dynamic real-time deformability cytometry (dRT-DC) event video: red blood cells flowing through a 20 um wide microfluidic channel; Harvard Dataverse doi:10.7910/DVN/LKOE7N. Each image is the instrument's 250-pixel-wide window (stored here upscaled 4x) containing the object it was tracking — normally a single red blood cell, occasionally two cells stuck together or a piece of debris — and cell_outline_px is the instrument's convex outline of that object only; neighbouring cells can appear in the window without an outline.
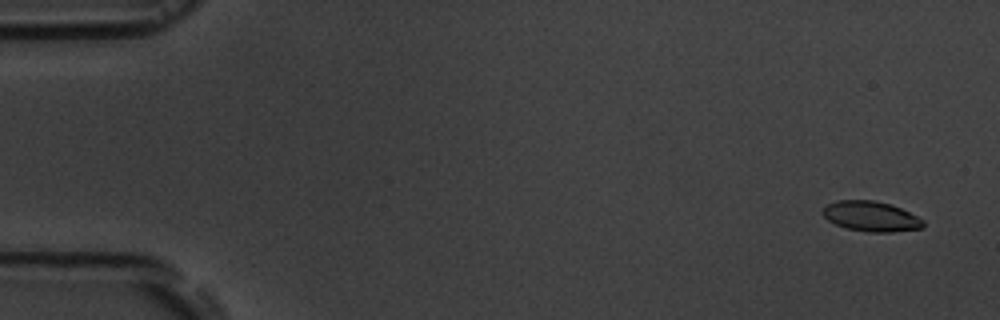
{"species": "common noctule bat (a hibernating species)", "species_latin": "Nyctalus noctula", "temperature_condition": "room temperature", "stored_images_in_passage": 56, "camera_frame_rate_fps": 3000, "um_per_image_px": 0.085, "animal": {"sex": "male", "body_mass_g": 19.5, "forearm_length_mm": 54.6}, "frame": {"image": 1, "passage_image": 3, "time_ms": 0.667, "image_size_px": [1000, 320], "cell_outline_px": [[924, 228], [892, 232], [868, 232], [848, 228], [836, 224], [828, 220], [820, 212], [828, 204], [836, 200], [872, 200], [892, 204], [924, 220]], "centroid_in_image_um": [74.04, 18.39], "position_along_channel_um": 11.0, "area_um2": 17.63}}
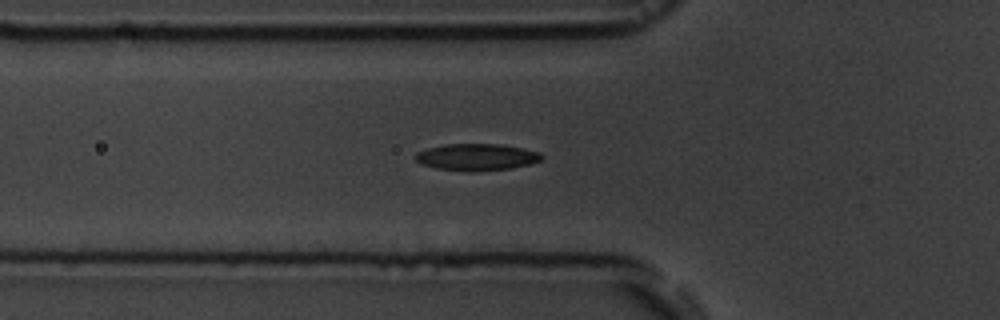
{"frame": {"image": 2, "passage_image": 20, "time_ms": 6.333, "image_size_px": [1000, 320], "cell_outline_px": [[544, 160], [532, 164], [512, 168], [472, 172], [468, 172], [436, 168], [424, 164], [416, 160], [416, 152], [428, 148], [444, 144], [500, 144], [524, 148], [540, 152], [544, 156]], "centroid_in_image_um": [40.6, 13.35], "position_along_channel_um": 85.2, "area_um2": 19.94}}
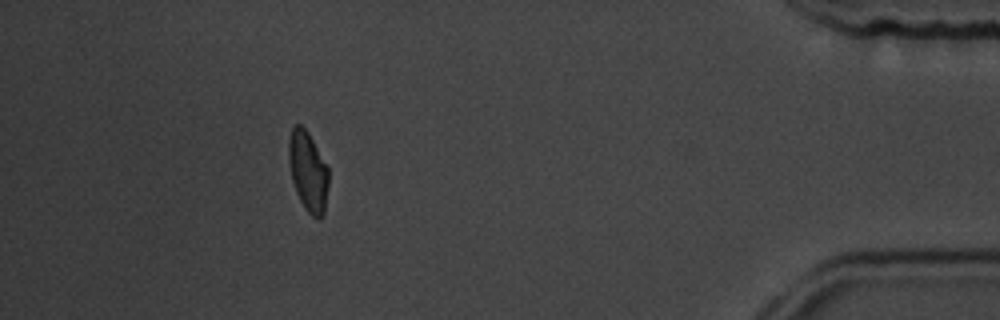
{"frame": {"image": 3, "passage_image": 51, "time_ms": 16.667, "image_size_px": [1000, 320], "cell_outline_px": [[328, 184], [324, 212], [320, 220], [316, 220], [304, 208], [296, 192], [292, 180], [288, 160], [288, 140], [292, 128], [296, 124], [300, 124], [308, 132], [328, 168]], "centroid_in_image_um": [26.17, 14.58], "position_along_channel_um": 409.0, "area_um2": 18.55}, "authors_computed_cell_mechanics": {"area_um2": 18.9295, "velocity_mm_per_s": 3.6642, "shape_relaxation_time_tau1_ms": 5.0639, "shape_relaxation_time_tau2_ms": 4.3329, "deformation_change_tau1": 0.1588, "deformation_change_tau2": 0.0819}}